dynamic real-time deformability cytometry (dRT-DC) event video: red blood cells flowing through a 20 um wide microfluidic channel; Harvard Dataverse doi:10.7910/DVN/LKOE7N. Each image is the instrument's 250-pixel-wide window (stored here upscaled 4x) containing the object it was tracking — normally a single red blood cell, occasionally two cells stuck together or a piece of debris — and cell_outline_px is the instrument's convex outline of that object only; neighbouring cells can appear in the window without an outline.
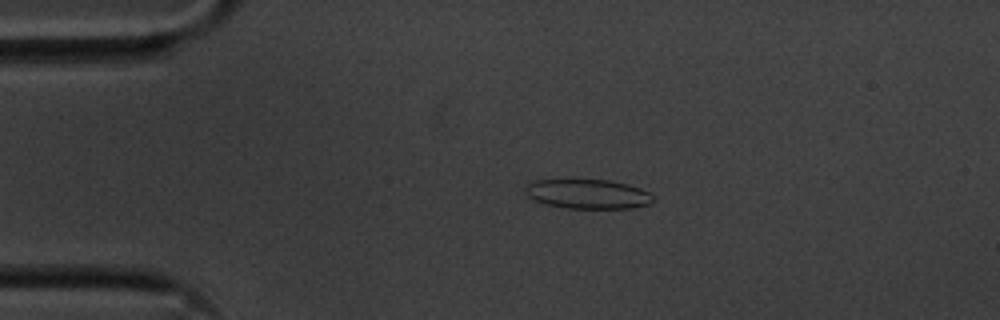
{"species": "common noctule bat (a hibernating species)", "species_latin": "Nyctalus noctula", "temperature_condition": "cold", "stored_images_in_passage": 55, "camera_frame_rate_fps": 3000, "um_per_image_px": 0.085, "animal": {"sex": "male", "body_mass_g": 20.1, "forearm_length_mm": 53.5}, "frame": {"image": 1, "passage_image": 11, "time_ms": 3.333, "image_size_px": [1000, 320], "cell_outline_px": [[652, 200], [648, 204], [632, 208], [568, 208], [548, 204], [536, 200], [528, 196], [524, 188], [532, 180], [608, 180], [628, 184], [640, 188], [648, 192], [652, 196]], "centroid_in_image_um": [49.96, 16.48], "position_along_channel_um": 35.0, "area_um2": 21.62}}
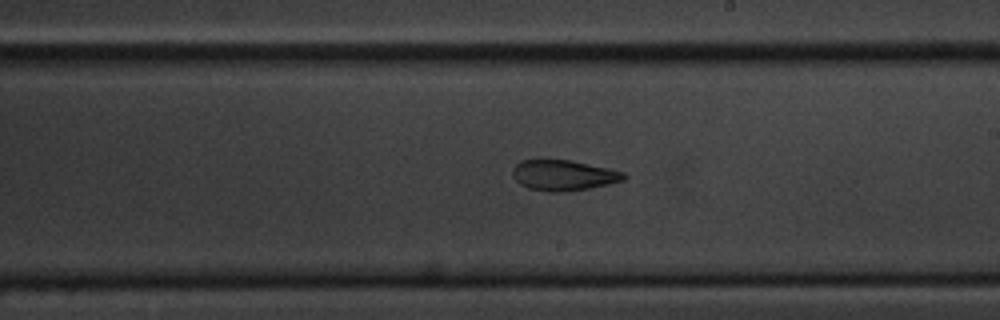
{"frame": {"image": 2, "passage_image": 31, "time_ms": 10.0, "image_size_px": [1000, 320], "cell_outline_px": [[628, 176], [624, 180], [608, 184], [588, 188], [564, 192], [548, 192], [528, 188], [520, 184], [512, 176], [512, 172], [516, 164], [520, 160], [536, 156], [544, 156], [568, 160], [608, 168], [624, 172]], "centroid_in_image_um": [47.82, 14.85], "position_along_channel_um": 241.2, "area_um2": 20.52}}
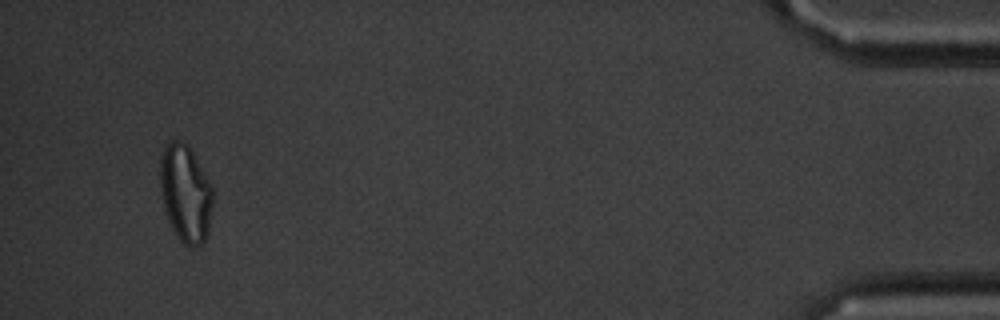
{"frame": {"image": 3, "passage_image": 52, "time_ms": 17.0, "image_size_px": [1000, 320], "cell_outline_px": [[212, 208], [208, 232], [204, 240], [196, 248], [192, 248], [184, 244], [176, 236], [168, 220], [164, 208], [160, 188], [160, 156], [164, 144], [172, 140], [180, 140], [192, 152], [212, 184]], "centroid_in_image_um": [15.75, 16.45], "position_along_channel_um": 419.4, "area_um2": 30.06}, "authors_computed_cell_mechanics": {"area_um2": 22.831, "velocity_mm_per_s": 3.6099, "shape_relaxation_time_tau1_ms": 4.9503, "shape_relaxation_time_tau2_ms": 4.6207, "deformation_change_tau1": 0.1436, "deformation_change_tau2": 0.1305}}